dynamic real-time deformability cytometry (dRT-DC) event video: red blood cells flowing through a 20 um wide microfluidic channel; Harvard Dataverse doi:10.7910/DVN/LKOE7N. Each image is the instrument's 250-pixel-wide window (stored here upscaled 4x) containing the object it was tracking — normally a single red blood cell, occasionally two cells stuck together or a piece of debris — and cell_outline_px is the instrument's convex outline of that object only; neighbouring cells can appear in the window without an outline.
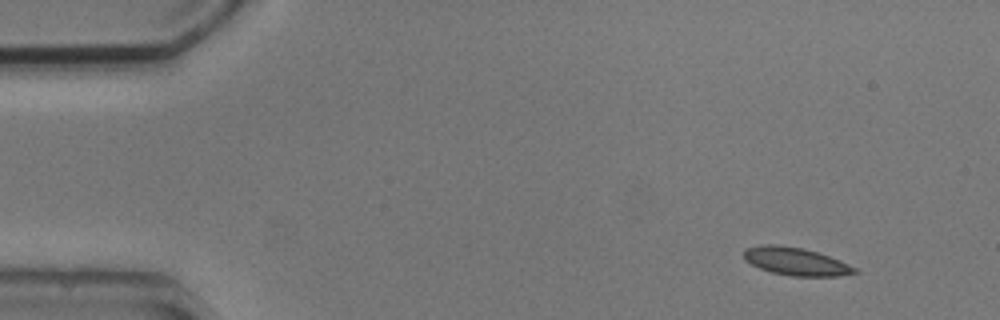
{"species": "common noctule bat (a hibernating species)", "species_latin": "Nyctalus noctula", "temperature_condition": "cold", "stored_images_in_passage": 3, "camera_frame_rate_fps": 3000, "um_per_image_px": 0.085, "animal": {"sex": "male", "body_mass_g": 20.5, "forearm_length_mm": 52.5}, "frame": {"image": 1, "passage_image": 1, "time_ms": 0.0, "image_size_px": [1000, 320], "cell_outline_px": [[860, 272], [836, 276], [792, 276], [772, 272], [760, 268], [744, 260], [744, 248], [760, 244], [776, 244], [804, 248], [840, 260], [856, 268]], "centroid_in_image_um": [67.62, 22.21], "position_along_channel_um": 17.4, "area_um2": 17.98}}
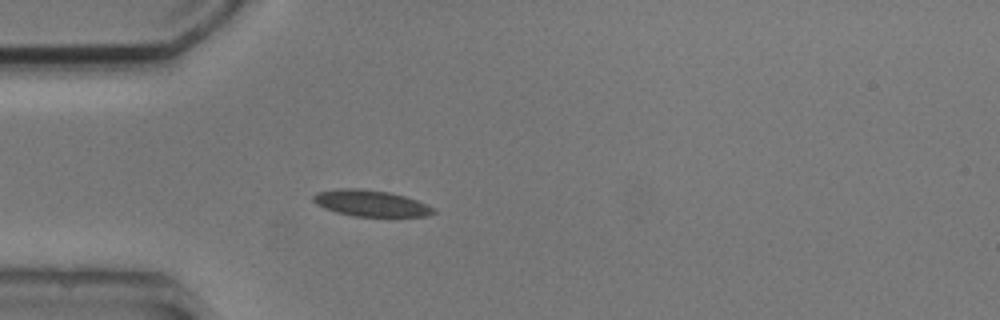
{"frame": {"image": 2, "passage_image": 3, "time_ms": 3.333, "image_size_px": [1000, 320], "cell_outline_px": [[436, 212], [428, 216], [352, 216], [336, 212], [324, 208], [316, 204], [312, 200], [312, 196], [316, 192], [340, 188], [360, 188], [388, 192], [404, 196], [416, 200], [432, 208]], "centroid_in_image_um": [31.45, 17.27], "position_along_channel_um": 53.6, "area_um2": 18.26}}